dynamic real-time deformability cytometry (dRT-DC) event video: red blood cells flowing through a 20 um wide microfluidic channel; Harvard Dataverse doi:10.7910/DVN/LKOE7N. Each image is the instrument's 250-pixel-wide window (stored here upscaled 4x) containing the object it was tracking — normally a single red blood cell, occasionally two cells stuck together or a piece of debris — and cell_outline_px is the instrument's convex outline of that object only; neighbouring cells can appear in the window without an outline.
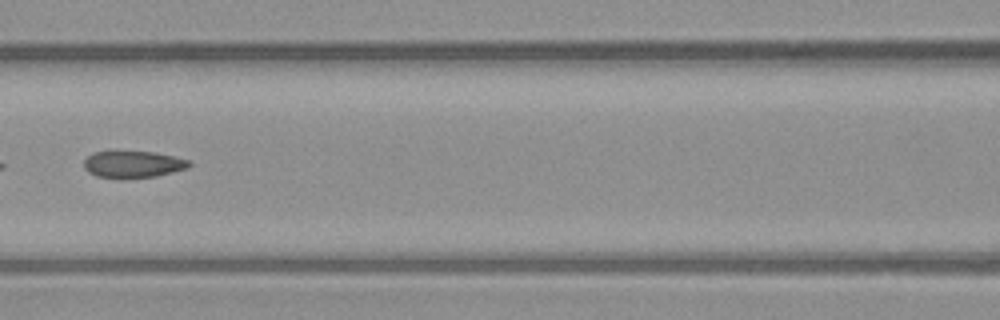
{"species": "common noctule bat (a hibernating species)", "species_latin": "Nyctalus noctula", "temperature_condition": "warm", "stored_images_in_passage": 7, "camera_frame_rate_fps": 3000, "um_per_image_px": 0.085, "animal": {"sex": "male", "body_mass_g": 23.1, "forearm_length_mm": 52.7}, "frame": {"image": 1, "passage_image": 6, "time_ms": 7.0, "image_size_px": [1000, 320], "cell_outline_px": [[192, 164], [188, 168], [156, 176], [124, 180], [116, 180], [96, 176], [88, 172], [84, 168], [84, 160], [92, 152], [112, 148], [156, 152], [192, 160]], "centroid_in_image_um": [11.26, 13.94], "position_along_channel_um": 155.3, "area_um2": 17.86}}
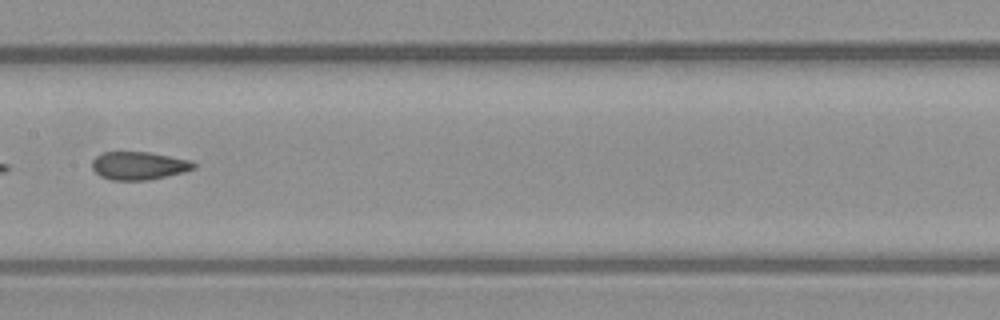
{"frame": {"image": 2, "passage_image": 7, "time_ms": 8.0, "image_size_px": [1000, 320], "cell_outline_px": [[196, 168], [184, 172], [168, 176], [148, 180], [112, 180], [100, 176], [92, 168], [92, 160], [96, 156], [104, 152], [148, 152], [192, 160], [196, 164]], "centroid_in_image_um": [11.83, 14.08], "position_along_channel_um": 195.6, "area_um2": 16.7}}